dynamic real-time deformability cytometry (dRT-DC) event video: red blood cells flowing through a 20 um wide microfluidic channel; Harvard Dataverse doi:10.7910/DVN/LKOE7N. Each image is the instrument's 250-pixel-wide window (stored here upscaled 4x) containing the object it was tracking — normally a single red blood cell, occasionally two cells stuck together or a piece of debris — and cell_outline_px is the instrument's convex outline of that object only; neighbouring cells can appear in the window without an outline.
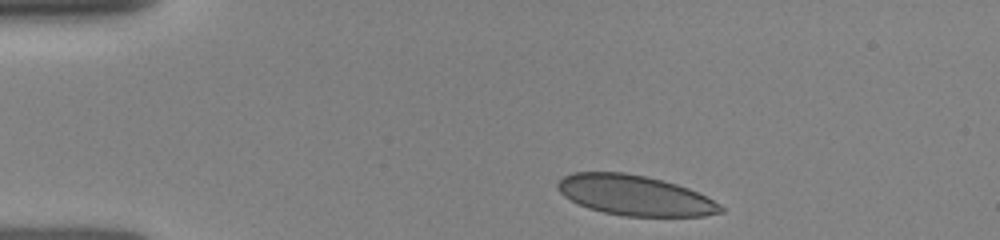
{"species": "human", "species_latin": "Homo sapiens", "temperature_condition": "room temperature", "stored_images_in_passage": 3, "camera_frame_rate_fps": 3000, "um_per_image_px": 0.085, "donor": {"sex": "female"}, "frame": {"image": 1, "passage_image": 1, "time_ms": 0.0, "image_size_px": [1000, 240], "cell_outline_px": [[724, 212], [704, 216], [624, 216], [604, 212], [588, 208], [564, 196], [556, 188], [556, 184], [564, 176], [572, 172], [624, 172], [664, 180], [688, 188], [720, 204], [724, 208]], "centroid_in_image_um": [53.95, 16.6], "position_along_channel_um": 31.1, "area_um2": 37.97}}